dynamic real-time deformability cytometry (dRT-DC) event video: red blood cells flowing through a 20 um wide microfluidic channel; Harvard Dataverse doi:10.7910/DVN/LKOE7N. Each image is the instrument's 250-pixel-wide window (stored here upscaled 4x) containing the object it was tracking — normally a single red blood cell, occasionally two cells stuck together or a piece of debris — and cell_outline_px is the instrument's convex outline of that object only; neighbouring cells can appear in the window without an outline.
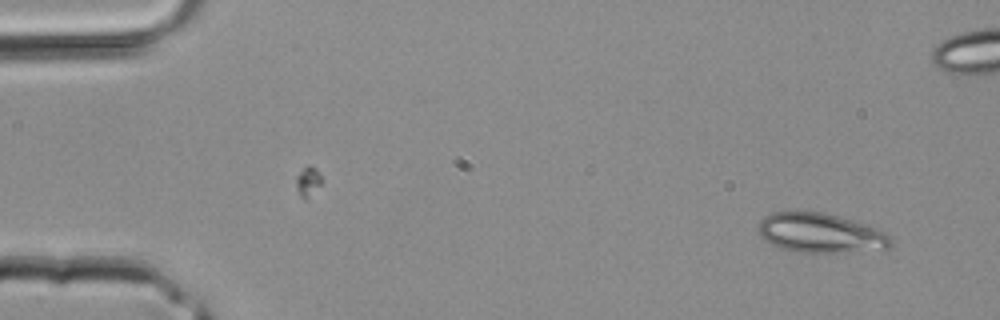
{"species": "common noctule bat (a hibernating species)", "species_latin": "Nyctalus noctula", "temperature_condition": "room temperature", "stored_images_in_passage": 11, "camera_frame_rate_fps": 3000, "um_per_image_px": 0.085, "animal": {"sex": "male", "body_mass_g": 20.4}, "frame": {"image": 1, "passage_image": 2, "time_ms": 0.333, "image_size_px": [1000, 320], "cell_outline_px": [[892, 244], [884, 252], [796, 252], [780, 248], [764, 240], [760, 236], [756, 228], [760, 220], [764, 216], [772, 212], [820, 212], [836, 216], [876, 228], [884, 232], [892, 240]], "centroid_in_image_um": [69.75, 19.84], "position_along_channel_um": 15.3, "area_um2": 30.75}}